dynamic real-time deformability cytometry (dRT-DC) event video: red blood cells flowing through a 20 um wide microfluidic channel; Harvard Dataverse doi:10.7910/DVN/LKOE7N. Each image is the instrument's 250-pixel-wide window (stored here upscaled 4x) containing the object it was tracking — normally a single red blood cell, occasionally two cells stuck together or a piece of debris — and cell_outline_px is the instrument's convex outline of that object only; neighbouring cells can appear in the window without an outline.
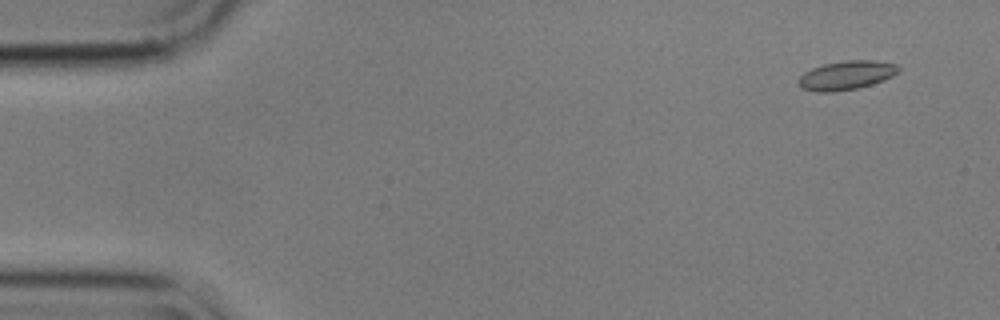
{"species": "common noctule bat (a hibernating species)", "species_latin": "Nyctalus noctula", "temperature_condition": "cold", "stored_images_in_passage": 57, "camera_frame_rate_fps": 3000, "um_per_image_px": 0.085, "animal": {"sex": "male", "body_mass_g": 17.9}, "frame": {"image": 1, "passage_image": 4, "time_ms": 1.0, "image_size_px": [1000, 320], "cell_outline_px": [[900, 72], [884, 80], [872, 84], [856, 88], [832, 92], [816, 92], [800, 88], [796, 80], [804, 72], [812, 68], [824, 64], [848, 60], [876, 60], [896, 64], [900, 68]], "centroid_in_image_um": [71.93, 6.4], "position_along_channel_um": 13.1, "area_um2": 16.99}}
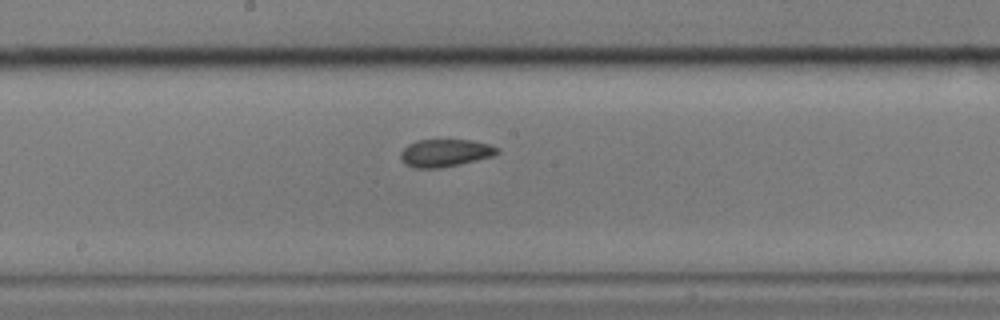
{"frame": {"image": 2, "passage_image": 30, "time_ms": 9.667, "image_size_px": [1000, 320], "cell_outline_px": [[500, 152], [492, 156], [460, 164], [440, 168], [412, 168], [404, 164], [400, 160], [400, 152], [408, 144], [416, 140], [472, 140], [488, 144], [500, 148]], "centroid_in_image_um": [37.8, 13.0], "position_along_channel_um": 210.4, "area_um2": 15.66}}
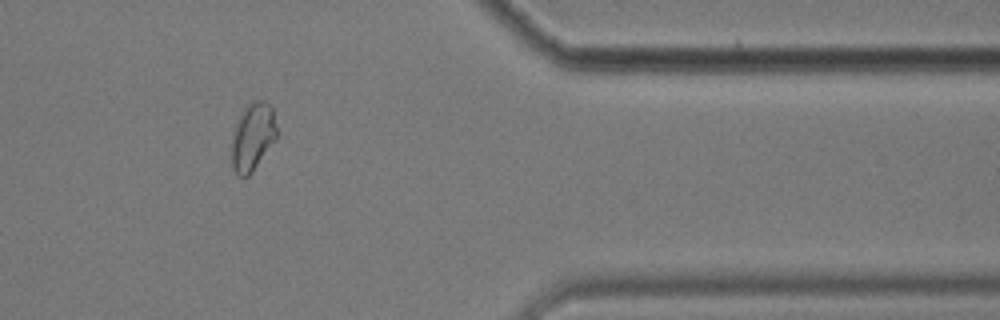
{"frame": {"image": 3, "passage_image": 47, "time_ms": 15.333, "image_size_px": [1000, 320], "cell_outline_px": [[276, 140], [252, 172], [248, 176], [236, 176], [232, 168], [232, 140], [236, 124], [244, 108], [252, 100], [264, 100], [272, 108], [276, 128]], "centroid_in_image_um": [21.48, 11.64], "position_along_channel_um": 389.9, "area_um2": 17.69}, "authors_computed_cell_mechanics": {"area_um2": 16.2418, "velocity_mm_per_s": 3.5422, "shape_relaxation_time_tau1_ms": null, "shape_relaxation_time_tau2_ms": 2.4262, "deformation_change_tau1": null, "deformation_change_tau2": 0.0683}}